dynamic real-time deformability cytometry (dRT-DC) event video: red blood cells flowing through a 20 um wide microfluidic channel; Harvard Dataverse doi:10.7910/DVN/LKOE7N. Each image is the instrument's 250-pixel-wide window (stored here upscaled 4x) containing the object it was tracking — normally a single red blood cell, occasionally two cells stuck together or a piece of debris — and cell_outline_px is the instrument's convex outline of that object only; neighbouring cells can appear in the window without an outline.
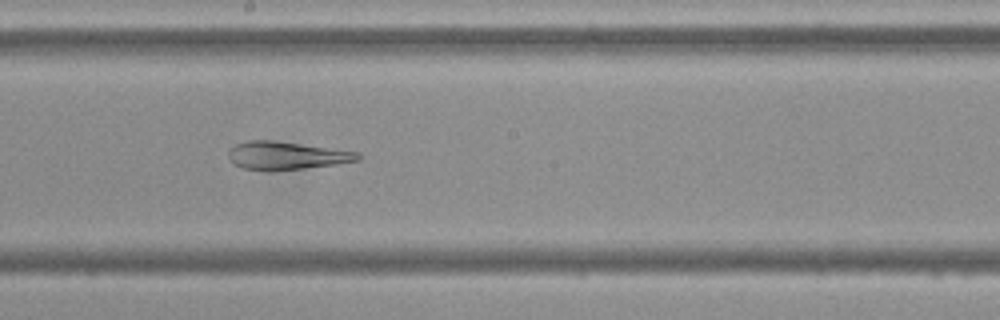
{"species": "Egyptian fruit bat (a non-hibernating species)", "species_latin": "Rousettus aegyptiacus", "temperature_condition": "cold", "stored_images_in_passage": 49, "camera_frame_rate_fps": 3000, "um_per_image_px": 0.085, "frame": {"image": 1, "passage_image": 30, "time_ms": 9.667, "image_size_px": [1000, 320], "cell_outline_px": [[360, 160], [336, 164], [300, 168], [244, 168], [232, 164], [228, 156], [228, 152], [236, 144], [248, 140], [272, 140], [360, 152]], "centroid_in_image_um": [24.36, 13.18], "position_along_channel_um": 223.8, "area_um2": 20.29}}
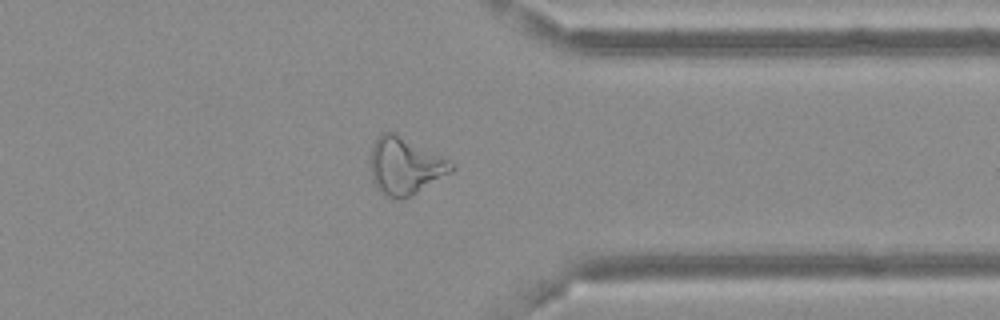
{"frame": {"image": 2, "passage_image": 43, "time_ms": 14.0, "image_size_px": [1000, 320], "cell_outline_px": [[456, 168], [452, 172], [412, 196], [404, 200], [388, 196], [380, 192], [376, 188], [372, 180], [372, 144], [380, 132], [396, 132], [456, 164]], "centroid_in_image_um": [34.45, 14.11], "position_along_channel_um": 376.9, "area_um2": 27.05}}